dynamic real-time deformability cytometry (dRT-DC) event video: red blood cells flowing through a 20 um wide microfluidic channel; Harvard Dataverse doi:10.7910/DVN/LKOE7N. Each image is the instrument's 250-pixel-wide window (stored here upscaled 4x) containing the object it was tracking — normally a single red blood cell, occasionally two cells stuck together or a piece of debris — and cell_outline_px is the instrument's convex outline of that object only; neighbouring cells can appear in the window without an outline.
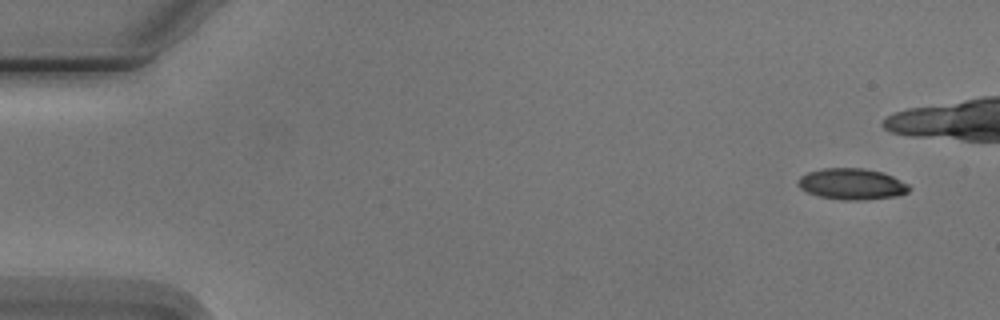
{"species": "Egyptian fruit bat (a non-hibernating species)", "species_latin": "Rousettus aegyptiacus", "temperature_condition": "cold", "stored_images_in_passage": 3, "camera_frame_rate_fps": 3000, "um_per_image_px": 0.085, "animal": {"sex": "male"}, "frame": {"image": 1, "passage_image": 1, "time_ms": 0.0, "image_size_px": [1000, 320], "cell_outline_px": [[912, 188], [908, 192], [896, 196], [860, 200], [844, 200], [820, 196], [808, 192], [800, 188], [796, 180], [800, 176], [808, 172], [824, 168], [864, 168], [880, 172], [892, 176], [908, 184]], "centroid_in_image_um": [72.4, 15.64], "position_along_channel_um": 12.6, "area_um2": 20.06}}